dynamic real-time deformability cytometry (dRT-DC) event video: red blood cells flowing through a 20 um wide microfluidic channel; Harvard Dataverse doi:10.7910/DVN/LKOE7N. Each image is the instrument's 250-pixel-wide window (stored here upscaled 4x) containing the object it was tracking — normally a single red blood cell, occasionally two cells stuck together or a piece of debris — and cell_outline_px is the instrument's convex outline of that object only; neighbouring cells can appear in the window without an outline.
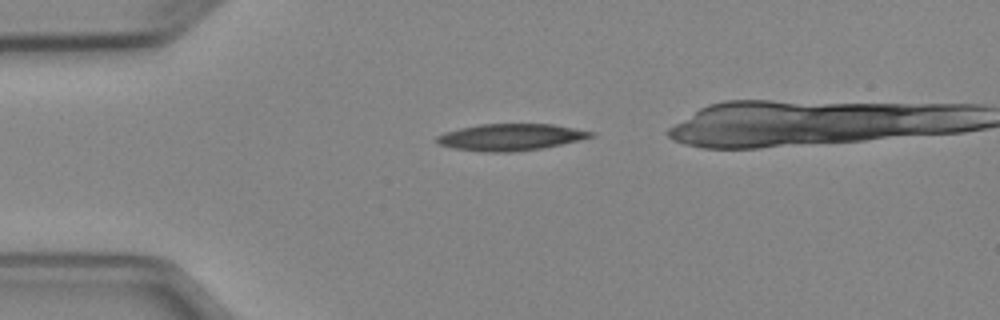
{"species": "Egyptian fruit bat (a non-hibernating species)", "species_latin": "Rousettus aegyptiacus", "temperature_condition": "cold", "stored_images_in_passage": 3, "camera_frame_rate_fps": 3000, "um_per_image_px": 0.085, "animal": {"sex": "female"}, "frame": {"image": 1, "passage_image": 1, "time_ms": 0.0, "image_size_px": [1000, 320], "cell_outline_px": [[596, 136], [580, 140], [544, 148], [512, 152], [484, 152], [452, 148], [436, 144], [436, 136], [444, 132], [460, 128], [480, 124], [552, 124], [596, 132]], "centroid_in_image_um": [43.4, 11.66], "position_along_channel_um": 41.6, "area_um2": 24.22}}
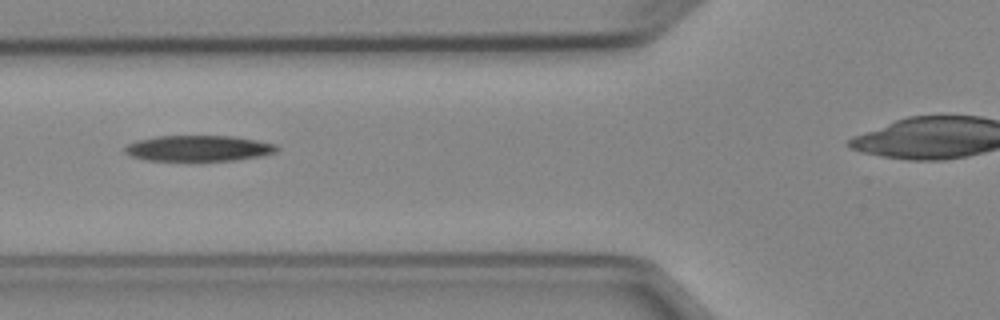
{"frame": {"image": 2, "passage_image": 3, "time_ms": 2.333, "image_size_px": [1000, 320], "cell_outline_px": [[280, 148], [276, 152], [264, 156], [236, 160], [196, 164], [144, 160], [132, 156], [124, 152], [124, 148], [128, 144], [136, 140], [156, 136], [232, 136], [256, 140], [276, 144]], "centroid_in_image_um": [16.87, 12.66], "position_along_channel_um": 108.9, "area_um2": 24.22}}